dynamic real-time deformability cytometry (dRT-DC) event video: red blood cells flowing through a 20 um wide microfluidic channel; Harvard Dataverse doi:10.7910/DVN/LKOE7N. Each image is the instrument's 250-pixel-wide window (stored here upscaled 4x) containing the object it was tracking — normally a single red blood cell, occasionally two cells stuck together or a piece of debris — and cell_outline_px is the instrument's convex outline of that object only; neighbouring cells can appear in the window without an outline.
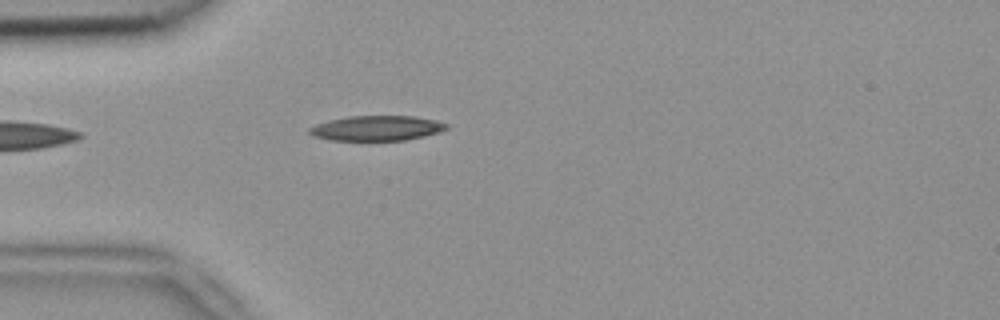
{"species": "common noctule bat (a hibernating species)", "species_latin": "Nyctalus noctula", "temperature_condition": "room temperature", "stored_images_in_passage": 3, "camera_frame_rate_fps": 3000, "um_per_image_px": 0.085, "animal": {"sex": "female", "body_mass_g": 18.4}, "frame": {"image": 1, "passage_image": 3, "time_ms": 0.667, "image_size_px": [1000, 320], "cell_outline_px": [[448, 128], [440, 132], [424, 136], [404, 140], [332, 140], [312, 136], [308, 132], [308, 128], [316, 124], [348, 116], [416, 116], [436, 120], [448, 124]], "centroid_in_image_um": [32.04, 10.89], "position_along_channel_um": 53.0, "area_um2": 19.94}}